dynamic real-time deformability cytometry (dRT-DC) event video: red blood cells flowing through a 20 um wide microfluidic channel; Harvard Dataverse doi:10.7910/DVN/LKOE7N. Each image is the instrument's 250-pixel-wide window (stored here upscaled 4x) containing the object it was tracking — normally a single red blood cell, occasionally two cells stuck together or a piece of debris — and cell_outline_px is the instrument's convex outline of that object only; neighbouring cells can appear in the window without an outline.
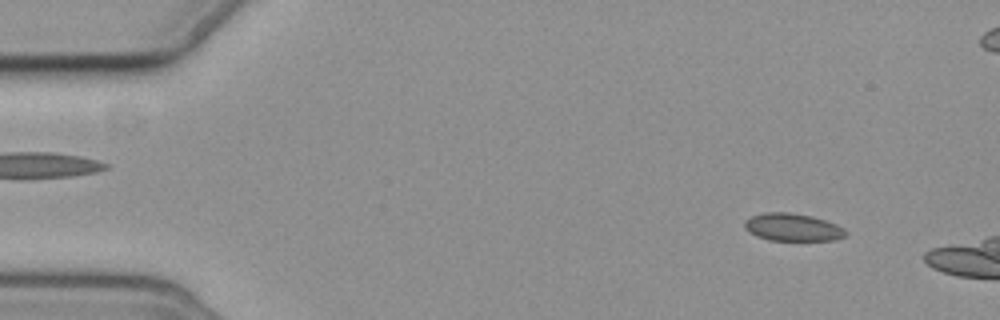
{"species": "common noctule bat (a hibernating species)", "species_latin": "Nyctalus noctula", "temperature_condition": "cold", "stored_images_in_passage": 4, "camera_frame_rate_fps": 3000, "um_per_image_px": 0.085, "animal": {"sex": "female", "body_mass_g": 19.3, "forearm_length_mm": 54.1}, "frame": {"image": 1, "passage_image": 1, "time_ms": 0.0, "image_size_px": [1000, 320], "cell_outline_px": [[848, 232], [844, 236], [836, 240], [768, 240], [756, 236], [744, 228], [744, 220], [752, 216], [764, 212], [792, 212], [812, 216], [836, 224], [844, 228]], "centroid_in_image_um": [67.36, 19.31], "position_along_channel_um": 17.6, "area_um2": 16.36}}